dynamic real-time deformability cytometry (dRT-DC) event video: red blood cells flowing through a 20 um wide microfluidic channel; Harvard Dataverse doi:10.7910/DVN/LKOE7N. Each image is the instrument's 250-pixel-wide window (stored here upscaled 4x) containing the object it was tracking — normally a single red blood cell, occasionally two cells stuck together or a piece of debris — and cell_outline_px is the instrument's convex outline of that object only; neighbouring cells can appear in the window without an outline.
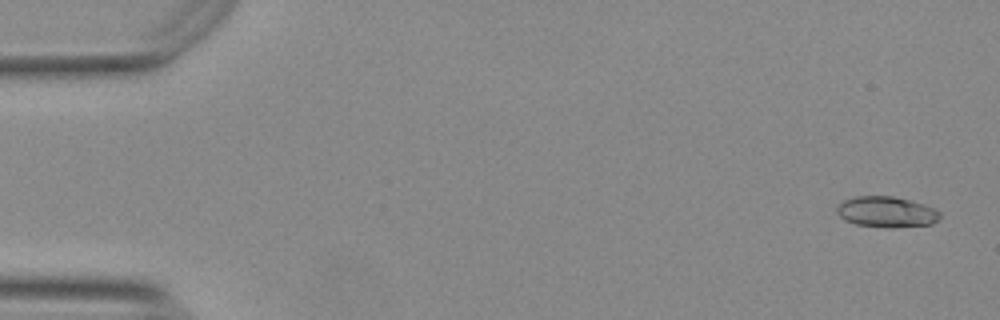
{"species": "Egyptian fruit bat (a non-hibernating species)", "species_latin": "Rousettus aegyptiacus", "temperature_condition": "warm", "stored_images_in_passage": 54, "camera_frame_rate_fps": 3000, "um_per_image_px": 0.085, "animal": {"sex": "female"}, "frame": {"image": 1, "passage_image": 2, "time_ms": 0.333, "image_size_px": [1000, 320], "cell_outline_px": [[940, 216], [932, 224], [892, 228], [856, 224], [844, 220], [836, 212], [836, 208], [844, 200], [856, 196], [892, 196], [924, 204], [940, 212]], "centroid_in_image_um": [75.33, 18.01], "position_along_channel_um": 9.7, "area_um2": 18.32}}
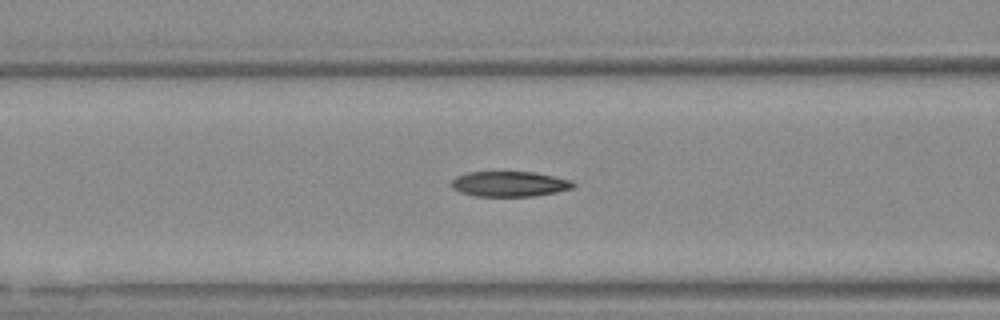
{"frame": {"image": 2, "passage_image": 22, "time_ms": 7.0, "image_size_px": [1000, 320], "cell_outline_px": [[576, 184], [572, 188], [556, 192], [532, 196], [472, 196], [460, 192], [452, 188], [452, 180], [456, 176], [468, 172], [536, 172], [572, 180]], "centroid_in_image_um": [43.31, 15.63], "position_along_channel_um": 123.3, "area_um2": 17.98}}
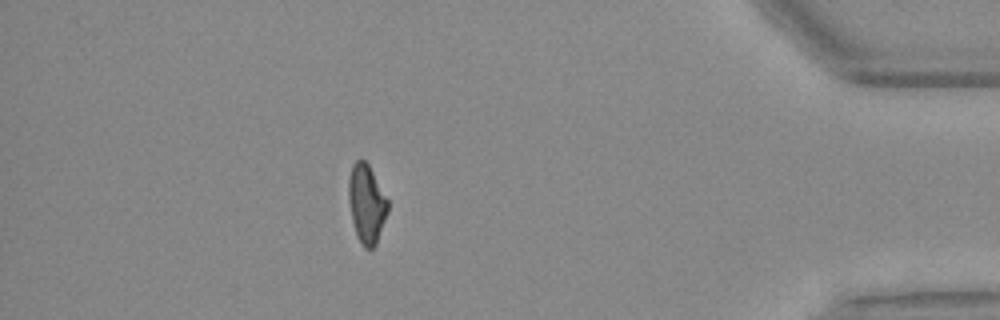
{"frame": {"image": 3, "passage_image": 48, "time_ms": 15.667, "image_size_px": [1000, 320], "cell_outline_px": [[388, 212], [376, 244], [372, 248], [364, 248], [360, 244], [356, 236], [352, 220], [348, 200], [348, 180], [352, 164], [356, 160], [364, 160], [368, 164], [388, 200]], "centroid_in_image_um": [31.14, 17.34], "position_along_channel_um": 404.1, "area_um2": 18.03}, "authors_computed_cell_mechanics": {"area_um2": 18.1781, "velocity_mm_per_s": 3.7714, "shape_relaxation_time_tau1_ms": null, "shape_relaxation_time_tau2_ms": 3.9275, "deformation_change_tau1": null, "deformation_change_tau2": 0.1255}}